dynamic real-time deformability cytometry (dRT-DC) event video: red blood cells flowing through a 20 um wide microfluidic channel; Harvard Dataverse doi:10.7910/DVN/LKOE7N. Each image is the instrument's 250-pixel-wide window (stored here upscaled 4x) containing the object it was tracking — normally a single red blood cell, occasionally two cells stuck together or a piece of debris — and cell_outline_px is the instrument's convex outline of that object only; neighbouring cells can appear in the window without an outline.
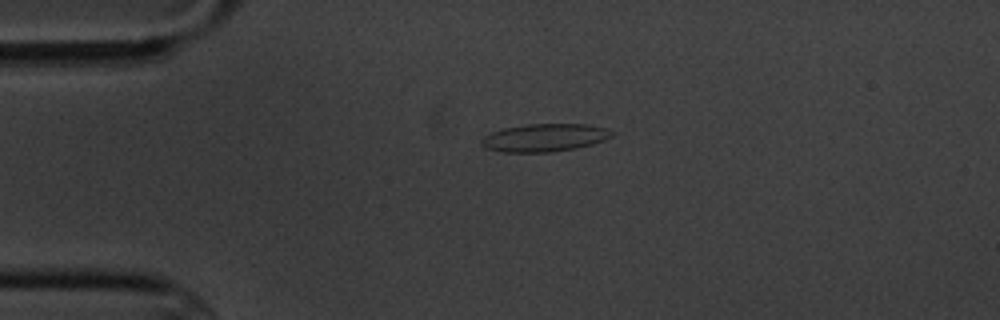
{"species": "common noctule bat (a hibernating species)", "species_latin": "Nyctalus noctula", "temperature_condition": "cold", "stored_images_in_passage": 2, "camera_frame_rate_fps": 3000, "um_per_image_px": 0.085, "animal": {"sex": "male", "body_mass_g": 20.1, "forearm_length_mm": 53.5}, "frame": {"image": 1, "passage_image": 1, "time_ms": 0.0, "image_size_px": [1000, 320], "cell_outline_px": [[612, 136], [604, 140], [592, 144], [576, 148], [552, 152], [504, 152], [484, 148], [480, 144], [480, 140], [484, 136], [492, 132], [504, 128], [528, 124], [588, 124], [604, 128], [612, 132]], "centroid_in_image_um": [46.25, 11.71], "position_along_channel_um": 38.8, "area_um2": 21.1}}